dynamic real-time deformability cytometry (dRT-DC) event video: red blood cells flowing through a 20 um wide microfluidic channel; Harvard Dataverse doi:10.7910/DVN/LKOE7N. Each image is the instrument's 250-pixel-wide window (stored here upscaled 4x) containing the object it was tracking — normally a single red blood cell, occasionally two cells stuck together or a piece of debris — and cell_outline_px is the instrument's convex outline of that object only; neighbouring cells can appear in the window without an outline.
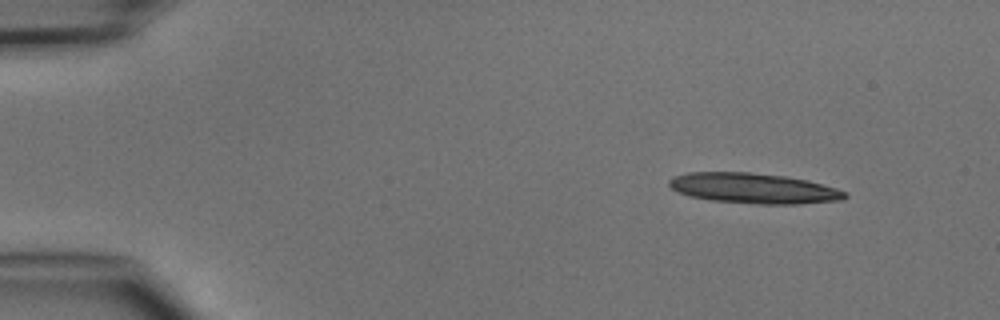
{"species": "common noctule bat (a hibernating species)", "species_latin": "Nyctalus noctula", "temperature_condition": "cold", "stored_images_in_passage": 4, "segment_of_instrument_passage": [1, 2], "camera_frame_rate_fps": 3000, "um_per_image_px": 0.085, "animal": {"sex": "male", "body_mass_g": 15.6}, "frame": {"image": 1, "passage_image": 1, "time_ms": 0.0, "image_size_px": [1000, 320], "cell_outline_px": [[848, 196], [844, 200], [800, 204], [756, 204], [712, 200], [688, 196], [676, 192], [668, 184], [668, 180], [672, 176], [688, 172], [748, 172], [784, 176], [808, 180], [836, 188], [848, 192]], "centroid_in_image_um": [64.06, 16.01], "position_along_channel_um": 20.9, "area_um2": 31.39}}